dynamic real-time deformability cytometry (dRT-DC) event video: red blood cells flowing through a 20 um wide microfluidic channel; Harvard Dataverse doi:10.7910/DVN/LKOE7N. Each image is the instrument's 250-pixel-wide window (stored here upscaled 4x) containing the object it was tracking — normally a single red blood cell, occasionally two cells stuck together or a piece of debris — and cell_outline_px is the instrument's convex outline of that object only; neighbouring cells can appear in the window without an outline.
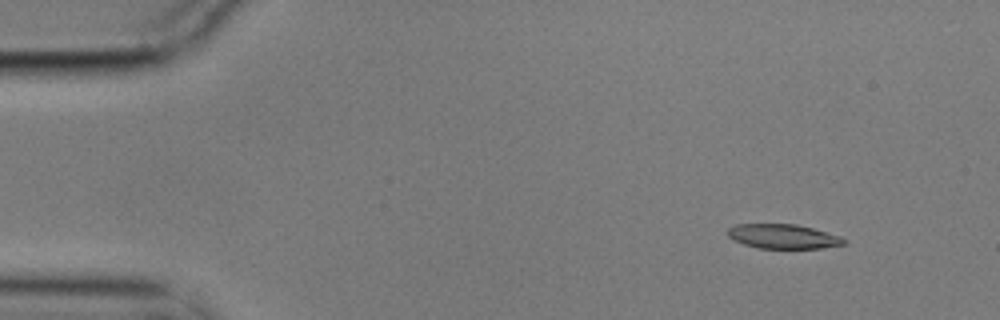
{"species": "common noctule bat (a hibernating species)", "species_latin": "Nyctalus noctula", "temperature_condition": "cold", "stored_images_in_passage": 5, "camera_frame_rate_fps": 3000, "um_per_image_px": 0.085, "animal": {"sex": "male", "body_mass_g": 17.9}, "frame": {"image": 1, "passage_image": 2, "time_ms": 0.333, "image_size_px": [1000, 320], "cell_outline_px": [[848, 244], [820, 248], [756, 248], [744, 244], [728, 236], [728, 228], [736, 224], [796, 224], [812, 228], [840, 236], [848, 240]], "centroid_in_image_um": [66.61, 20.1], "position_along_channel_um": 18.4, "area_um2": 16.53}}
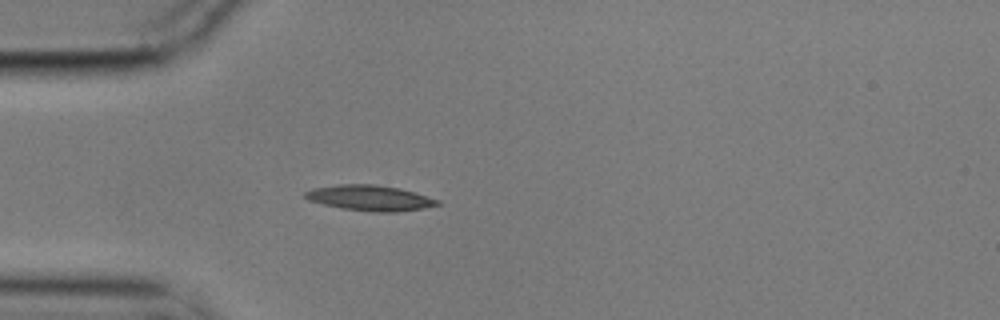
{"frame": {"image": 2, "passage_image": 5, "time_ms": 1.333, "image_size_px": [1000, 320], "cell_outline_px": [[440, 204], [424, 208], [396, 212], [372, 212], [344, 208], [324, 204], [308, 200], [304, 196], [304, 192], [312, 188], [340, 184], [376, 184], [400, 188], [440, 200]], "centroid_in_image_um": [31.45, 16.82], "position_along_channel_um": 53.6, "area_um2": 19.59}}